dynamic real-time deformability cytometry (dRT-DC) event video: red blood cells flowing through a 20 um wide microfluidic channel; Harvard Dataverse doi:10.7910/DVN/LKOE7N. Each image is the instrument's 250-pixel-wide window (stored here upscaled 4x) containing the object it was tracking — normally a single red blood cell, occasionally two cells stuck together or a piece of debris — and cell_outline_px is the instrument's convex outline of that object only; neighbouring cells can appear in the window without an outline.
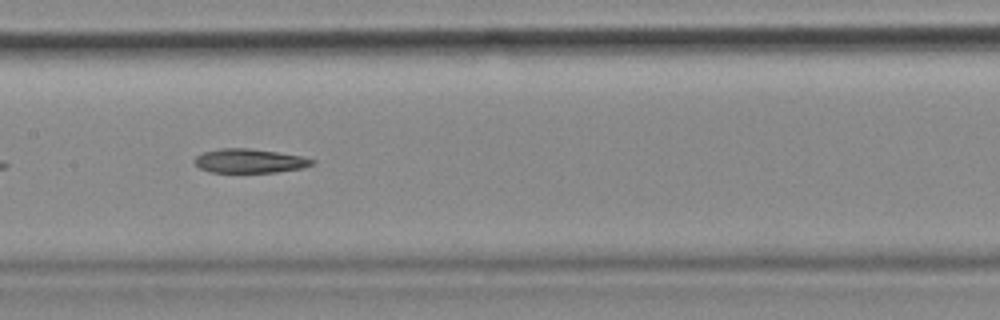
{"species": "common noctule bat (a hibernating species)", "species_latin": "Nyctalus noctula", "temperature_condition": "cold", "stored_images_in_passage": 40, "camera_frame_rate_fps": 3000, "um_per_image_px": 0.085, "animal": {"sex": "female", "body_mass_g": 18.4}, "frame": {"image": 1, "passage_image": 12, "time_ms": 3.667, "image_size_px": [1000, 320], "cell_outline_px": [[316, 164], [304, 168], [276, 172], [212, 172], [200, 168], [192, 160], [196, 156], [204, 152], [220, 148], [248, 148], [304, 156], [316, 160]], "centroid_in_image_um": [21.27, 13.67], "position_along_channel_um": 186.1, "area_um2": 16.59}}